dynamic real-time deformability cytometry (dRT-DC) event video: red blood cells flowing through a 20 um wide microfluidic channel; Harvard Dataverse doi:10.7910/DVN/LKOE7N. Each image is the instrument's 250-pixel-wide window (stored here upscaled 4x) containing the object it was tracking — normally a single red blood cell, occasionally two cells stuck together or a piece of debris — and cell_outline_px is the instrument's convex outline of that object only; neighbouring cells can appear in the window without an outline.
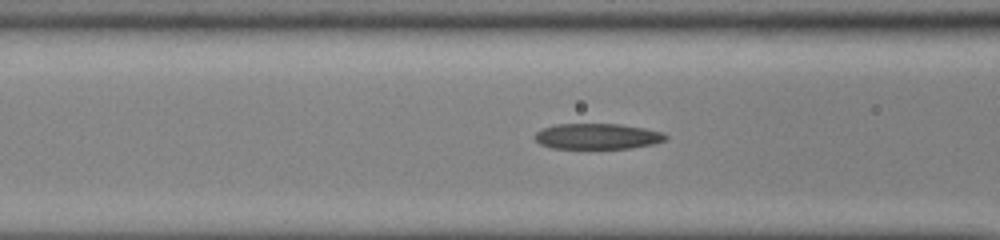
{"species": "common noctule bat (a hibernating species)", "species_latin": "Nyctalus noctula", "temperature_condition": "cold", "stored_images_in_passage": 45, "camera_frame_rate_fps": 3000, "um_per_image_px": 0.085, "animal": {"sex": "male", "body_mass_g": 13.0, "forearm_length_mm": 53.1}, "frame": {"image": 1, "passage_image": 24, "time_ms": 7.667, "image_size_px": [1000, 240], "cell_outline_px": [[668, 136], [664, 140], [652, 144], [632, 148], [552, 148], [540, 144], [532, 136], [540, 128], [556, 124], [620, 124], [644, 128], [664, 132]], "centroid_in_image_um": [50.74, 11.58], "position_along_channel_um": 115.9, "area_um2": 19.65}}
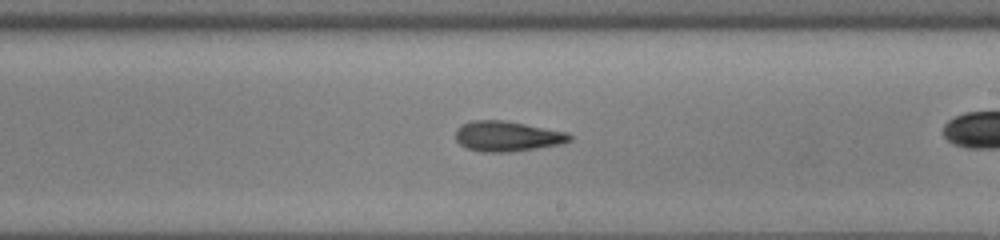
{"frame": {"image": 2, "passage_image": 34, "time_ms": 11.0, "image_size_px": [1000, 240], "cell_outline_px": [[572, 140], [560, 144], [512, 152], [484, 152], [468, 148], [460, 144], [456, 140], [456, 128], [460, 124], [472, 120], [504, 120], [568, 132], [572, 136]], "centroid_in_image_um": [43.1, 11.57], "position_along_channel_um": 245.9, "area_um2": 20.17}}
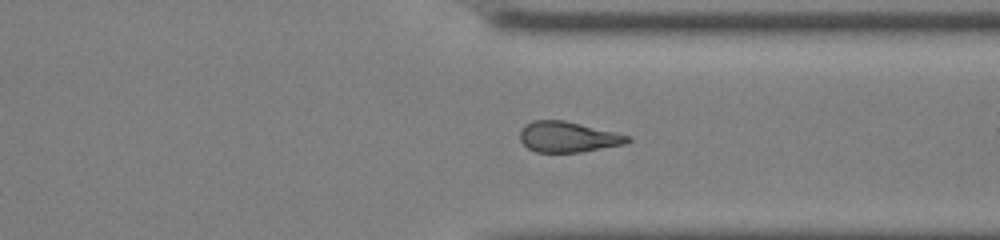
{"frame": {"image": 3, "passage_image": 43, "time_ms": 14.0, "image_size_px": [1000, 240], "cell_outline_px": [[632, 140], [624, 144], [580, 152], [536, 152], [528, 148], [520, 140], [520, 128], [524, 124], [532, 120], [564, 120], [632, 136]], "centroid_in_image_um": [48.26, 11.63], "position_along_channel_um": 363.1, "area_um2": 19.25}}